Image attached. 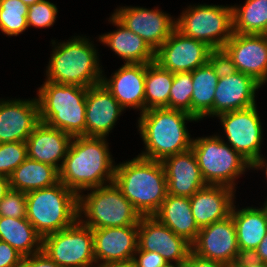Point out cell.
Instances as JSON below:
<instances>
[{
	"mask_svg": "<svg viewBox=\"0 0 267 267\" xmlns=\"http://www.w3.org/2000/svg\"><path fill=\"white\" fill-rule=\"evenodd\" d=\"M106 137H73L59 181L77 195L114 181L115 164Z\"/></svg>",
	"mask_w": 267,
	"mask_h": 267,
	"instance_id": "cell-1",
	"label": "cell"
},
{
	"mask_svg": "<svg viewBox=\"0 0 267 267\" xmlns=\"http://www.w3.org/2000/svg\"><path fill=\"white\" fill-rule=\"evenodd\" d=\"M186 121H197L193 115L175 109L153 108L146 110L138 119V131L145 144L140 157L162 161L164 158L191 149Z\"/></svg>",
	"mask_w": 267,
	"mask_h": 267,
	"instance_id": "cell-2",
	"label": "cell"
},
{
	"mask_svg": "<svg viewBox=\"0 0 267 267\" xmlns=\"http://www.w3.org/2000/svg\"><path fill=\"white\" fill-rule=\"evenodd\" d=\"M113 182L141 216H154L167 196L162 162L139 155L115 166Z\"/></svg>",
	"mask_w": 267,
	"mask_h": 267,
	"instance_id": "cell-3",
	"label": "cell"
},
{
	"mask_svg": "<svg viewBox=\"0 0 267 267\" xmlns=\"http://www.w3.org/2000/svg\"><path fill=\"white\" fill-rule=\"evenodd\" d=\"M89 41L86 37L74 36L57 45L52 40L54 48L46 68V80L87 88L100 84L103 70L99 66L98 52Z\"/></svg>",
	"mask_w": 267,
	"mask_h": 267,
	"instance_id": "cell-4",
	"label": "cell"
},
{
	"mask_svg": "<svg viewBox=\"0 0 267 267\" xmlns=\"http://www.w3.org/2000/svg\"><path fill=\"white\" fill-rule=\"evenodd\" d=\"M88 88L45 81L37 91L40 121L76 136H86Z\"/></svg>",
	"mask_w": 267,
	"mask_h": 267,
	"instance_id": "cell-5",
	"label": "cell"
},
{
	"mask_svg": "<svg viewBox=\"0 0 267 267\" xmlns=\"http://www.w3.org/2000/svg\"><path fill=\"white\" fill-rule=\"evenodd\" d=\"M26 218L43 238L78 220V195L60 181L26 193Z\"/></svg>",
	"mask_w": 267,
	"mask_h": 267,
	"instance_id": "cell-6",
	"label": "cell"
},
{
	"mask_svg": "<svg viewBox=\"0 0 267 267\" xmlns=\"http://www.w3.org/2000/svg\"><path fill=\"white\" fill-rule=\"evenodd\" d=\"M89 190L87 195H78V220L82 224L91 229L138 225L141 215L114 182ZM82 214L85 220L80 219Z\"/></svg>",
	"mask_w": 267,
	"mask_h": 267,
	"instance_id": "cell-7",
	"label": "cell"
},
{
	"mask_svg": "<svg viewBox=\"0 0 267 267\" xmlns=\"http://www.w3.org/2000/svg\"><path fill=\"white\" fill-rule=\"evenodd\" d=\"M191 148L207 185L227 186L236 191L235 178L252 166L219 135L193 139Z\"/></svg>",
	"mask_w": 267,
	"mask_h": 267,
	"instance_id": "cell-8",
	"label": "cell"
},
{
	"mask_svg": "<svg viewBox=\"0 0 267 267\" xmlns=\"http://www.w3.org/2000/svg\"><path fill=\"white\" fill-rule=\"evenodd\" d=\"M175 23L182 35L204 42L217 54L234 33L232 5H190Z\"/></svg>",
	"mask_w": 267,
	"mask_h": 267,
	"instance_id": "cell-9",
	"label": "cell"
},
{
	"mask_svg": "<svg viewBox=\"0 0 267 267\" xmlns=\"http://www.w3.org/2000/svg\"><path fill=\"white\" fill-rule=\"evenodd\" d=\"M42 251L60 267L96 264L92 229L79 220L68 228L43 237Z\"/></svg>",
	"mask_w": 267,
	"mask_h": 267,
	"instance_id": "cell-10",
	"label": "cell"
},
{
	"mask_svg": "<svg viewBox=\"0 0 267 267\" xmlns=\"http://www.w3.org/2000/svg\"><path fill=\"white\" fill-rule=\"evenodd\" d=\"M218 55L228 68L253 77L261 85L267 82V38L264 34L233 33Z\"/></svg>",
	"mask_w": 267,
	"mask_h": 267,
	"instance_id": "cell-11",
	"label": "cell"
},
{
	"mask_svg": "<svg viewBox=\"0 0 267 267\" xmlns=\"http://www.w3.org/2000/svg\"><path fill=\"white\" fill-rule=\"evenodd\" d=\"M216 55L204 42L186 37L175 29L155 51V62L173 73L193 72Z\"/></svg>",
	"mask_w": 267,
	"mask_h": 267,
	"instance_id": "cell-12",
	"label": "cell"
},
{
	"mask_svg": "<svg viewBox=\"0 0 267 267\" xmlns=\"http://www.w3.org/2000/svg\"><path fill=\"white\" fill-rule=\"evenodd\" d=\"M256 107L253 105L217 116L224 127L226 143L251 164L263 156L260 154L263 131Z\"/></svg>",
	"mask_w": 267,
	"mask_h": 267,
	"instance_id": "cell-13",
	"label": "cell"
},
{
	"mask_svg": "<svg viewBox=\"0 0 267 267\" xmlns=\"http://www.w3.org/2000/svg\"><path fill=\"white\" fill-rule=\"evenodd\" d=\"M137 244V250L156 251L169 265H183L192 250L189 242L154 216H141Z\"/></svg>",
	"mask_w": 267,
	"mask_h": 267,
	"instance_id": "cell-14",
	"label": "cell"
},
{
	"mask_svg": "<svg viewBox=\"0 0 267 267\" xmlns=\"http://www.w3.org/2000/svg\"><path fill=\"white\" fill-rule=\"evenodd\" d=\"M127 29L140 36L155 52L175 30V18L158 8L119 7L112 14Z\"/></svg>",
	"mask_w": 267,
	"mask_h": 267,
	"instance_id": "cell-15",
	"label": "cell"
},
{
	"mask_svg": "<svg viewBox=\"0 0 267 267\" xmlns=\"http://www.w3.org/2000/svg\"><path fill=\"white\" fill-rule=\"evenodd\" d=\"M262 85L253 77L228 68L220 57V76L214 95V116L256 105Z\"/></svg>",
	"mask_w": 267,
	"mask_h": 267,
	"instance_id": "cell-16",
	"label": "cell"
},
{
	"mask_svg": "<svg viewBox=\"0 0 267 267\" xmlns=\"http://www.w3.org/2000/svg\"><path fill=\"white\" fill-rule=\"evenodd\" d=\"M191 246L197 255L219 261L229 267L241 257L236 227L231 215L200 228L198 237Z\"/></svg>",
	"mask_w": 267,
	"mask_h": 267,
	"instance_id": "cell-17",
	"label": "cell"
},
{
	"mask_svg": "<svg viewBox=\"0 0 267 267\" xmlns=\"http://www.w3.org/2000/svg\"><path fill=\"white\" fill-rule=\"evenodd\" d=\"M92 232L96 265L132 262L138 247V225L105 227Z\"/></svg>",
	"mask_w": 267,
	"mask_h": 267,
	"instance_id": "cell-18",
	"label": "cell"
},
{
	"mask_svg": "<svg viewBox=\"0 0 267 267\" xmlns=\"http://www.w3.org/2000/svg\"><path fill=\"white\" fill-rule=\"evenodd\" d=\"M0 99V143L26 142L41 122L37 98Z\"/></svg>",
	"mask_w": 267,
	"mask_h": 267,
	"instance_id": "cell-19",
	"label": "cell"
},
{
	"mask_svg": "<svg viewBox=\"0 0 267 267\" xmlns=\"http://www.w3.org/2000/svg\"><path fill=\"white\" fill-rule=\"evenodd\" d=\"M102 77L101 83L119 102L121 107L145 112V64L127 63L113 73L109 80Z\"/></svg>",
	"mask_w": 267,
	"mask_h": 267,
	"instance_id": "cell-20",
	"label": "cell"
},
{
	"mask_svg": "<svg viewBox=\"0 0 267 267\" xmlns=\"http://www.w3.org/2000/svg\"><path fill=\"white\" fill-rule=\"evenodd\" d=\"M124 109L102 84L88 87L86 95V137H106Z\"/></svg>",
	"mask_w": 267,
	"mask_h": 267,
	"instance_id": "cell-21",
	"label": "cell"
},
{
	"mask_svg": "<svg viewBox=\"0 0 267 267\" xmlns=\"http://www.w3.org/2000/svg\"><path fill=\"white\" fill-rule=\"evenodd\" d=\"M167 180V194L191 197L207 184L202 178L198 161L191 149L168 156L162 161Z\"/></svg>",
	"mask_w": 267,
	"mask_h": 267,
	"instance_id": "cell-22",
	"label": "cell"
},
{
	"mask_svg": "<svg viewBox=\"0 0 267 267\" xmlns=\"http://www.w3.org/2000/svg\"><path fill=\"white\" fill-rule=\"evenodd\" d=\"M72 139L64 131L40 122L26 140L27 157L60 170Z\"/></svg>",
	"mask_w": 267,
	"mask_h": 267,
	"instance_id": "cell-23",
	"label": "cell"
},
{
	"mask_svg": "<svg viewBox=\"0 0 267 267\" xmlns=\"http://www.w3.org/2000/svg\"><path fill=\"white\" fill-rule=\"evenodd\" d=\"M234 189L222 185H206L190 197L192 215L199 228L230 216L234 205Z\"/></svg>",
	"mask_w": 267,
	"mask_h": 267,
	"instance_id": "cell-24",
	"label": "cell"
},
{
	"mask_svg": "<svg viewBox=\"0 0 267 267\" xmlns=\"http://www.w3.org/2000/svg\"><path fill=\"white\" fill-rule=\"evenodd\" d=\"M220 76V56L192 72L191 115L199 121L214 116V95Z\"/></svg>",
	"mask_w": 267,
	"mask_h": 267,
	"instance_id": "cell-25",
	"label": "cell"
},
{
	"mask_svg": "<svg viewBox=\"0 0 267 267\" xmlns=\"http://www.w3.org/2000/svg\"><path fill=\"white\" fill-rule=\"evenodd\" d=\"M109 21L117 26V30L99 36V41L106 44L111 50L127 63L155 62V52L137 34L127 29L113 15Z\"/></svg>",
	"mask_w": 267,
	"mask_h": 267,
	"instance_id": "cell-26",
	"label": "cell"
},
{
	"mask_svg": "<svg viewBox=\"0 0 267 267\" xmlns=\"http://www.w3.org/2000/svg\"><path fill=\"white\" fill-rule=\"evenodd\" d=\"M235 208L233 205L230 215L235 223L241 256L252 255L267 233V207Z\"/></svg>",
	"mask_w": 267,
	"mask_h": 267,
	"instance_id": "cell-27",
	"label": "cell"
},
{
	"mask_svg": "<svg viewBox=\"0 0 267 267\" xmlns=\"http://www.w3.org/2000/svg\"><path fill=\"white\" fill-rule=\"evenodd\" d=\"M154 217L191 245L196 241L200 228L192 215L190 197L167 194Z\"/></svg>",
	"mask_w": 267,
	"mask_h": 267,
	"instance_id": "cell-28",
	"label": "cell"
},
{
	"mask_svg": "<svg viewBox=\"0 0 267 267\" xmlns=\"http://www.w3.org/2000/svg\"><path fill=\"white\" fill-rule=\"evenodd\" d=\"M10 188L30 192L53 186L59 182V170L51 165L26 158L9 177Z\"/></svg>",
	"mask_w": 267,
	"mask_h": 267,
	"instance_id": "cell-29",
	"label": "cell"
},
{
	"mask_svg": "<svg viewBox=\"0 0 267 267\" xmlns=\"http://www.w3.org/2000/svg\"><path fill=\"white\" fill-rule=\"evenodd\" d=\"M0 240L7 242L23 256L42 250V237L27 218L0 216Z\"/></svg>",
	"mask_w": 267,
	"mask_h": 267,
	"instance_id": "cell-30",
	"label": "cell"
},
{
	"mask_svg": "<svg viewBox=\"0 0 267 267\" xmlns=\"http://www.w3.org/2000/svg\"><path fill=\"white\" fill-rule=\"evenodd\" d=\"M174 73L160 67L156 62L145 64V111L168 108Z\"/></svg>",
	"mask_w": 267,
	"mask_h": 267,
	"instance_id": "cell-31",
	"label": "cell"
},
{
	"mask_svg": "<svg viewBox=\"0 0 267 267\" xmlns=\"http://www.w3.org/2000/svg\"><path fill=\"white\" fill-rule=\"evenodd\" d=\"M233 32L265 34L267 32V0H246L243 6H232Z\"/></svg>",
	"mask_w": 267,
	"mask_h": 267,
	"instance_id": "cell-32",
	"label": "cell"
},
{
	"mask_svg": "<svg viewBox=\"0 0 267 267\" xmlns=\"http://www.w3.org/2000/svg\"><path fill=\"white\" fill-rule=\"evenodd\" d=\"M28 6L21 0H0V30L17 36L28 28Z\"/></svg>",
	"mask_w": 267,
	"mask_h": 267,
	"instance_id": "cell-33",
	"label": "cell"
},
{
	"mask_svg": "<svg viewBox=\"0 0 267 267\" xmlns=\"http://www.w3.org/2000/svg\"><path fill=\"white\" fill-rule=\"evenodd\" d=\"M192 85V72L174 73L169 109L182 110L191 114Z\"/></svg>",
	"mask_w": 267,
	"mask_h": 267,
	"instance_id": "cell-34",
	"label": "cell"
},
{
	"mask_svg": "<svg viewBox=\"0 0 267 267\" xmlns=\"http://www.w3.org/2000/svg\"><path fill=\"white\" fill-rule=\"evenodd\" d=\"M26 158V142L0 143V175L10 177Z\"/></svg>",
	"mask_w": 267,
	"mask_h": 267,
	"instance_id": "cell-35",
	"label": "cell"
},
{
	"mask_svg": "<svg viewBox=\"0 0 267 267\" xmlns=\"http://www.w3.org/2000/svg\"><path fill=\"white\" fill-rule=\"evenodd\" d=\"M58 9L55 4L40 0L28 6L27 22L28 27L36 28L51 27L55 23Z\"/></svg>",
	"mask_w": 267,
	"mask_h": 267,
	"instance_id": "cell-36",
	"label": "cell"
},
{
	"mask_svg": "<svg viewBox=\"0 0 267 267\" xmlns=\"http://www.w3.org/2000/svg\"><path fill=\"white\" fill-rule=\"evenodd\" d=\"M26 193L10 189L0 201V216L26 218Z\"/></svg>",
	"mask_w": 267,
	"mask_h": 267,
	"instance_id": "cell-37",
	"label": "cell"
},
{
	"mask_svg": "<svg viewBox=\"0 0 267 267\" xmlns=\"http://www.w3.org/2000/svg\"><path fill=\"white\" fill-rule=\"evenodd\" d=\"M132 263L135 267H168L169 263L156 251L136 250Z\"/></svg>",
	"mask_w": 267,
	"mask_h": 267,
	"instance_id": "cell-38",
	"label": "cell"
},
{
	"mask_svg": "<svg viewBox=\"0 0 267 267\" xmlns=\"http://www.w3.org/2000/svg\"><path fill=\"white\" fill-rule=\"evenodd\" d=\"M23 257L7 242L0 240V267H19Z\"/></svg>",
	"mask_w": 267,
	"mask_h": 267,
	"instance_id": "cell-39",
	"label": "cell"
},
{
	"mask_svg": "<svg viewBox=\"0 0 267 267\" xmlns=\"http://www.w3.org/2000/svg\"><path fill=\"white\" fill-rule=\"evenodd\" d=\"M19 267H60V266L41 250L35 254L24 256Z\"/></svg>",
	"mask_w": 267,
	"mask_h": 267,
	"instance_id": "cell-40",
	"label": "cell"
},
{
	"mask_svg": "<svg viewBox=\"0 0 267 267\" xmlns=\"http://www.w3.org/2000/svg\"><path fill=\"white\" fill-rule=\"evenodd\" d=\"M183 267H229V266L219 261L203 258L191 250L187 256V260L183 264Z\"/></svg>",
	"mask_w": 267,
	"mask_h": 267,
	"instance_id": "cell-41",
	"label": "cell"
},
{
	"mask_svg": "<svg viewBox=\"0 0 267 267\" xmlns=\"http://www.w3.org/2000/svg\"><path fill=\"white\" fill-rule=\"evenodd\" d=\"M232 267H267V263H263L252 255H242Z\"/></svg>",
	"mask_w": 267,
	"mask_h": 267,
	"instance_id": "cell-42",
	"label": "cell"
},
{
	"mask_svg": "<svg viewBox=\"0 0 267 267\" xmlns=\"http://www.w3.org/2000/svg\"><path fill=\"white\" fill-rule=\"evenodd\" d=\"M252 256L263 263H267V233Z\"/></svg>",
	"mask_w": 267,
	"mask_h": 267,
	"instance_id": "cell-43",
	"label": "cell"
},
{
	"mask_svg": "<svg viewBox=\"0 0 267 267\" xmlns=\"http://www.w3.org/2000/svg\"><path fill=\"white\" fill-rule=\"evenodd\" d=\"M10 189L9 177L0 175V201L5 197Z\"/></svg>",
	"mask_w": 267,
	"mask_h": 267,
	"instance_id": "cell-44",
	"label": "cell"
},
{
	"mask_svg": "<svg viewBox=\"0 0 267 267\" xmlns=\"http://www.w3.org/2000/svg\"><path fill=\"white\" fill-rule=\"evenodd\" d=\"M266 159H264V157H259L251 166V169H263L265 168V174H266V178H267V163H266Z\"/></svg>",
	"mask_w": 267,
	"mask_h": 267,
	"instance_id": "cell-45",
	"label": "cell"
},
{
	"mask_svg": "<svg viewBox=\"0 0 267 267\" xmlns=\"http://www.w3.org/2000/svg\"><path fill=\"white\" fill-rule=\"evenodd\" d=\"M100 267H135V266L132 262H128V263L108 264Z\"/></svg>",
	"mask_w": 267,
	"mask_h": 267,
	"instance_id": "cell-46",
	"label": "cell"
},
{
	"mask_svg": "<svg viewBox=\"0 0 267 267\" xmlns=\"http://www.w3.org/2000/svg\"><path fill=\"white\" fill-rule=\"evenodd\" d=\"M25 5L29 6L32 5L33 3H37L40 0H21Z\"/></svg>",
	"mask_w": 267,
	"mask_h": 267,
	"instance_id": "cell-47",
	"label": "cell"
},
{
	"mask_svg": "<svg viewBox=\"0 0 267 267\" xmlns=\"http://www.w3.org/2000/svg\"><path fill=\"white\" fill-rule=\"evenodd\" d=\"M168 267H183V265H169Z\"/></svg>",
	"mask_w": 267,
	"mask_h": 267,
	"instance_id": "cell-48",
	"label": "cell"
},
{
	"mask_svg": "<svg viewBox=\"0 0 267 267\" xmlns=\"http://www.w3.org/2000/svg\"><path fill=\"white\" fill-rule=\"evenodd\" d=\"M85 267H100V266L99 265L96 266V264H95V266L94 265H89V266H85Z\"/></svg>",
	"mask_w": 267,
	"mask_h": 267,
	"instance_id": "cell-49",
	"label": "cell"
}]
</instances>
